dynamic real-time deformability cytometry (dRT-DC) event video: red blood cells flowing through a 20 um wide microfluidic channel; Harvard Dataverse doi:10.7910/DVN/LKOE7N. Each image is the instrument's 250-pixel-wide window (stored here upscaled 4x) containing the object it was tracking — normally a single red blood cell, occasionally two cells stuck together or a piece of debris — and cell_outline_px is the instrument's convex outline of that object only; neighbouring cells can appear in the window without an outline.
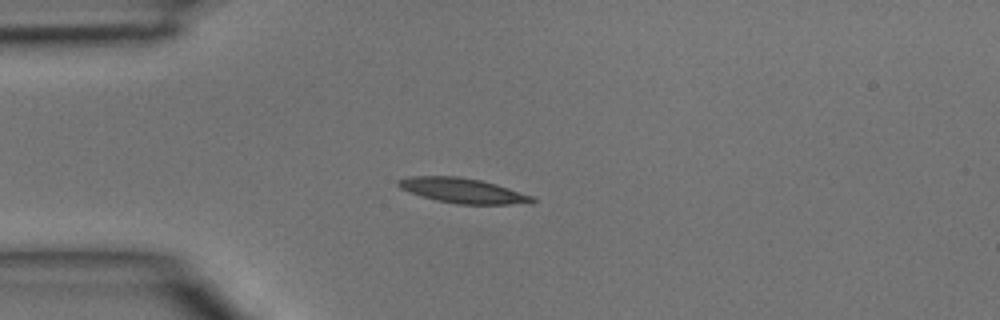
{"species": "common noctule bat (a hibernating species)", "species_latin": "Nyctalus noctula", "temperature_condition": "room temperature", "stored_images_in_passage": 4, "camera_frame_rate_fps": 3000, "um_per_image_px": 0.085, "animal": {"sex": "male", "body_mass_g": 15.6}, "frame": {"image": 1, "passage_image": 3, "time_ms": 0.667, "image_size_px": [1000, 320], "cell_outline_px": [[536, 200], [532, 204], [456, 204], [436, 200], [420, 196], [408, 192], [400, 188], [396, 184], [396, 180], [408, 176], [456, 176], [480, 180], [496, 184], [532, 196]], "centroid_in_image_um": [39.29, 16.2], "position_along_channel_um": 45.7, "area_um2": 19.59}}